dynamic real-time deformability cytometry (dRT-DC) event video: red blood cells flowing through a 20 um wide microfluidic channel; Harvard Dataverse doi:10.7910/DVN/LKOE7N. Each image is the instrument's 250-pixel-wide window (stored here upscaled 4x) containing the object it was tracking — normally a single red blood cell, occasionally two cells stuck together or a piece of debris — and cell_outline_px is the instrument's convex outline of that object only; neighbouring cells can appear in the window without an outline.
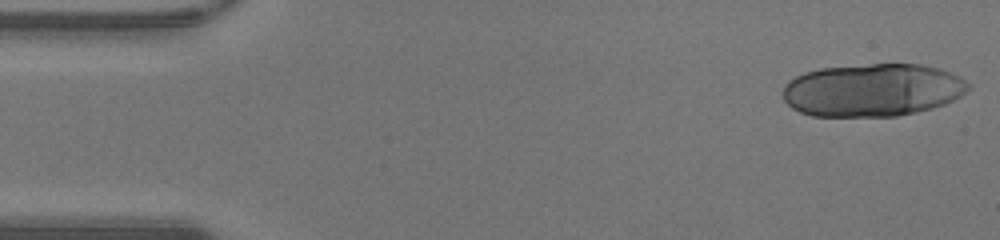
{"species": "human", "species_latin": "Homo sapiens", "temperature_condition": "warm", "stored_images_in_passage": 30, "camera_frame_rate_fps": 3000, "um_per_image_px": 0.085, "donor": {"sex": "male"}, "frame": {"image": 1, "passage_image": 1, "time_ms": 0.0, "image_size_px": [1000, 240], "cell_outline_px": [[972, 84], [960, 96], [944, 104], [932, 108], [916, 112], [896, 116], [812, 116], [800, 112], [792, 108], [784, 100], [784, 84], [788, 80], [804, 72], [820, 68], [872, 64], [920, 64], [940, 68], [960, 76]], "centroid_in_image_um": [74.17, 7.65], "position_along_channel_um": 10.8, "area_um2": 57.28}}
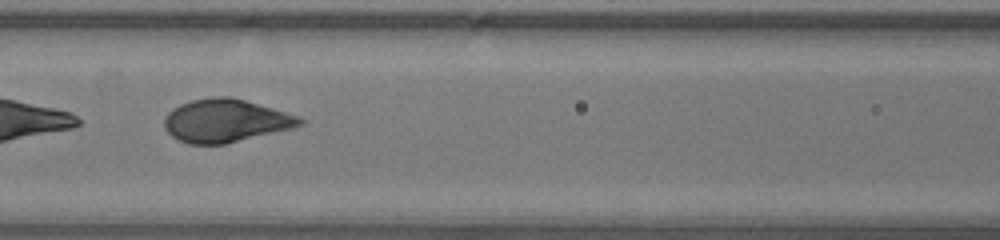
{"frame": {"image": 2, "passage_image": 20, "time_ms": 6.333, "image_size_px": [1000, 240], "cell_outline_px": [[304, 124], [296, 128], [224, 144], [188, 144], [172, 136], [164, 128], [164, 120], [168, 112], [172, 108], [180, 104], [192, 100], [212, 96], [228, 96], [244, 100], [300, 116], [304, 120]], "centroid_in_image_um": [19.19, 10.26], "position_along_channel_um": 147.4, "area_um2": 34.1}}
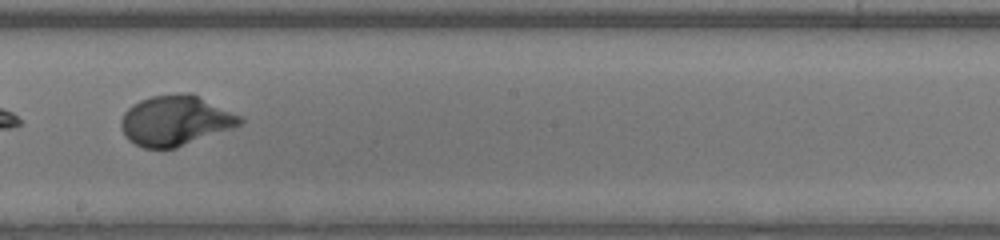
{"frame": {"image": 3, "passage_image": 26, "time_ms": 8.333, "image_size_px": [1000, 240], "cell_outline_px": [[244, 124], [176, 148], [144, 148], [128, 140], [120, 128], [120, 120], [124, 112], [132, 104], [140, 100], [152, 96], [188, 92], [244, 116]], "centroid_in_image_um": [14.92, 10.25], "position_along_channel_um": 233.3, "area_um2": 34.91}}